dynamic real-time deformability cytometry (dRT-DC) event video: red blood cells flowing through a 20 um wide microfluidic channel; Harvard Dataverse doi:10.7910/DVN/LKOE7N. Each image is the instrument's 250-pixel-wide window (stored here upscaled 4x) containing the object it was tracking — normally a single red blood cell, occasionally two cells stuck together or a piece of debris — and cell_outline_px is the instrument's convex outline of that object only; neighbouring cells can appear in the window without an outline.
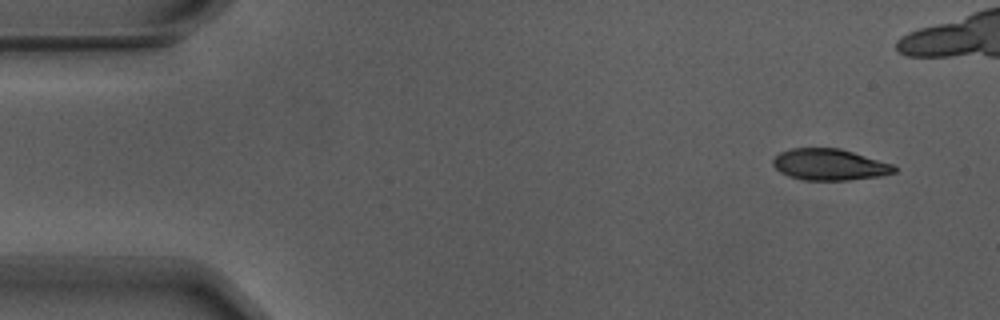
{"species": "Egyptian fruit bat (a non-hibernating species)", "species_latin": "Rousettus aegyptiacus", "temperature_condition": "warm", "stored_images_in_passage": 12, "camera_frame_rate_fps": 3000, "um_per_image_px": 0.085, "animal": {"sex": "male"}, "frame": {"image": 1, "passage_image": 1, "time_ms": 0.0, "image_size_px": [1000, 320], "cell_outline_px": [[896, 172], [880, 176], [848, 180], [804, 180], [788, 176], [780, 172], [772, 164], [772, 160], [780, 152], [792, 148], [840, 148], [892, 164], [896, 168]], "centroid_in_image_um": [70.49, 13.99], "position_along_channel_um": 14.5, "area_um2": 22.08}}